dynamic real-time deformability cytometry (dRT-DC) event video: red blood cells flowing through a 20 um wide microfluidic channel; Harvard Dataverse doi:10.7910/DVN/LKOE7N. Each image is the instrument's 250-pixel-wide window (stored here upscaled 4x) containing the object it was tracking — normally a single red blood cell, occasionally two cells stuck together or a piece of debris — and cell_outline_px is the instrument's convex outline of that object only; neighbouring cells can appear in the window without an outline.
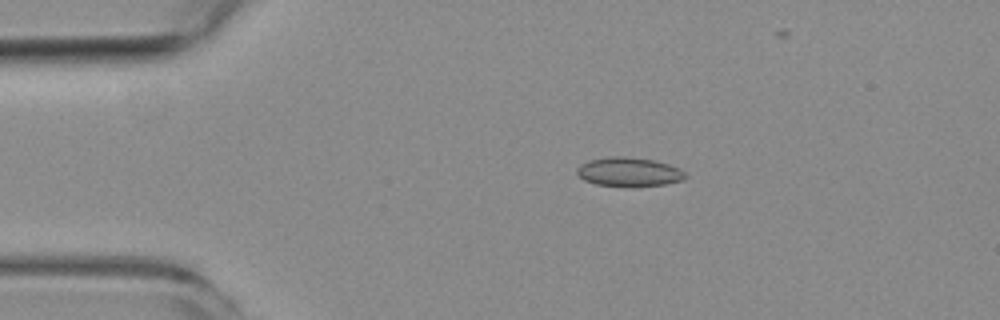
{"species": "common noctule bat (a hibernating species)", "species_latin": "Nyctalus noctula", "temperature_condition": "room temperature", "stored_images_in_passage": 7, "camera_frame_rate_fps": 3000, "um_per_image_px": 0.085, "animal": {"sex": "female", "body_mass_g": 19.3, "forearm_length_mm": 54.1}, "frame": {"image": 1, "passage_image": 4, "time_ms": 3.333, "image_size_px": [1000, 320], "cell_outline_px": [[688, 176], [684, 180], [664, 184], [596, 184], [584, 180], [576, 172], [576, 168], [580, 164], [588, 160], [608, 156], [624, 156], [656, 160], [680, 168]], "centroid_in_image_um": [53.46, 14.56], "position_along_channel_um": 31.5, "area_um2": 17.86}}
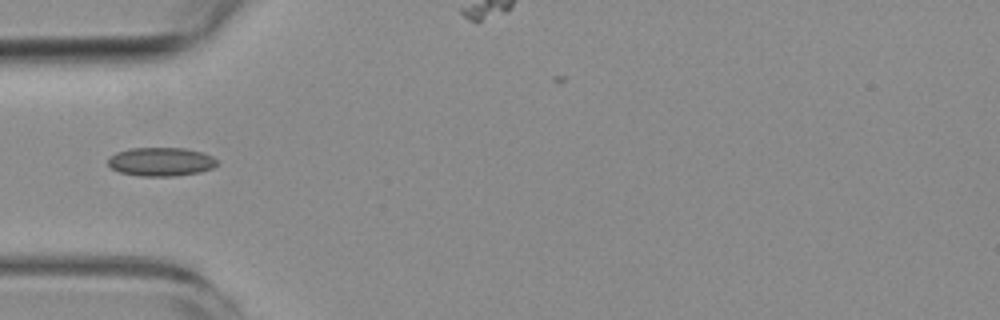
{"frame": {"image": 2, "passage_image": 6, "time_ms": 5.667, "image_size_px": [1000, 320], "cell_outline_px": [[220, 164], [212, 168], [200, 172], [176, 176], [140, 176], [120, 172], [112, 168], [108, 164], [108, 160], [116, 152], [128, 148], [184, 148], [204, 152], [212, 156]], "centroid_in_image_um": [13.72, 13.74], "position_along_channel_um": 71.3, "area_um2": 18.32}}